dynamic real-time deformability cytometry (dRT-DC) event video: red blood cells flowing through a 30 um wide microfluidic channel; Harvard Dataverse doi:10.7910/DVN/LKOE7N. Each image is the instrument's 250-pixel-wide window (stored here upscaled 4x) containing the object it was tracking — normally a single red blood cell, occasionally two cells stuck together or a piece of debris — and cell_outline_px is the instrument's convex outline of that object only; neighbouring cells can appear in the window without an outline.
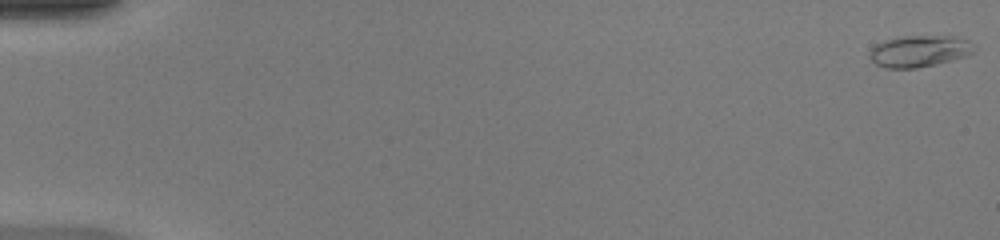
{"species": "common noctule bat (a hibernating species)", "species_latin": "Nyctalus noctula", "temperature_condition": "warm", "stored_images_in_passage": 50, "camera_frame_rate_fps": 3000, "um_per_image_px": 0.085, "animal": {"sex": "female", "body_mass_g": 20.0, "forearm_length_mm": 54.0}, "frame": {"image": 1, "passage_image": 1, "time_ms": 0.0, "image_size_px": [1000, 240], "cell_outline_px": [[972, 52], [964, 56], [952, 60], [936, 64], [916, 68], [884, 68], [876, 64], [868, 56], [868, 52], [876, 44], [884, 40], [904, 36], [952, 36], [968, 40]], "centroid_in_image_um": [78.05, 4.35], "position_along_channel_um": 6.9, "area_um2": 18.96}}
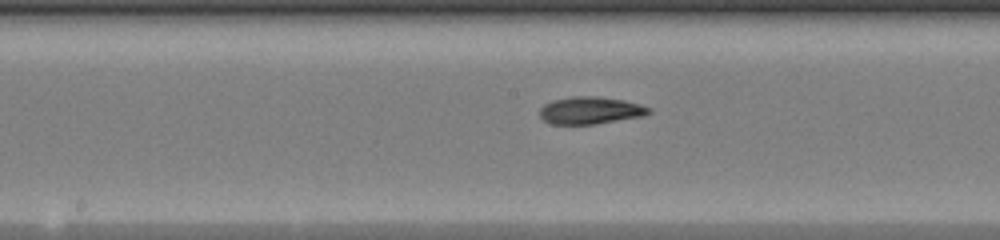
{"frame": {"image": 2, "passage_image": 27, "time_ms": 8.667, "image_size_px": [1000, 240], "cell_outline_px": [[652, 112], [644, 116], [592, 124], [552, 124], [544, 120], [540, 116], [540, 108], [544, 104], [552, 100], [572, 96], [600, 96], [624, 100], [640, 104], [652, 108]], "centroid_in_image_um": [50.2, 9.37], "position_along_channel_um": 198.0, "area_um2": 17.46}}
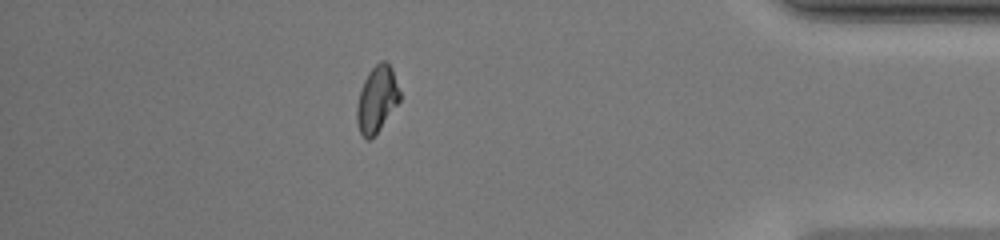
{"frame": {"image": 3, "passage_image": 44, "time_ms": 14.333, "image_size_px": [1000, 240], "cell_outline_px": [[400, 100], [380, 128], [368, 140], [360, 132], [356, 124], [356, 104], [364, 80], [368, 72], [380, 60], [384, 60], [392, 68], [400, 92]], "centroid_in_image_um": [32.02, 8.41], "position_along_channel_um": 403.2, "area_um2": 16.36}, "authors_computed_cell_mechanics": {"area_um2": 17.3978, "velocity_mm_per_s": 4.2636, "shape_relaxation_time_tau1_ms": 4.3644, "shape_relaxation_time_tau2_ms": 3.1401, "deformation_change_tau1": 0.196, "deformation_change_tau2": 0.0662}}